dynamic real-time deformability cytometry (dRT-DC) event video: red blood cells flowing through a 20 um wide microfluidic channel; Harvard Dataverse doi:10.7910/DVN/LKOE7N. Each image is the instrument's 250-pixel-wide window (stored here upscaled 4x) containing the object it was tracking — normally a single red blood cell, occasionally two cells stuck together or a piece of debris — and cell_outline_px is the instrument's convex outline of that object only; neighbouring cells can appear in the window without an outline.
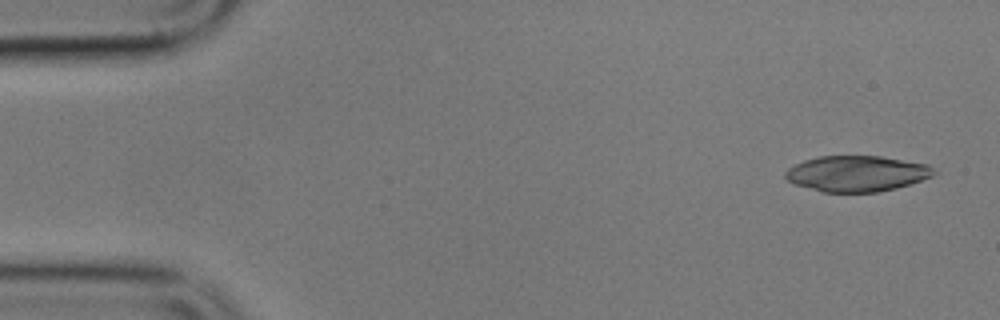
{"species": "common noctule bat (a hibernating species)", "species_latin": "Nyctalus noctula", "temperature_condition": "cold", "stored_images_in_passage": 5, "camera_frame_rate_fps": 3000, "um_per_image_px": 0.085, "animal": {"sex": "male", "body_mass_g": 17.9}, "frame": {"image": 1, "passage_image": 1, "time_ms": 0.0, "image_size_px": [1000, 320], "cell_outline_px": [[936, 172], [932, 176], [896, 188], [876, 192], [824, 192], [792, 184], [784, 176], [784, 172], [788, 168], [804, 160], [820, 156], [880, 156], [928, 164]], "centroid_in_image_um": [72.79, 14.75], "position_along_channel_um": 12.2, "area_um2": 30.87}}